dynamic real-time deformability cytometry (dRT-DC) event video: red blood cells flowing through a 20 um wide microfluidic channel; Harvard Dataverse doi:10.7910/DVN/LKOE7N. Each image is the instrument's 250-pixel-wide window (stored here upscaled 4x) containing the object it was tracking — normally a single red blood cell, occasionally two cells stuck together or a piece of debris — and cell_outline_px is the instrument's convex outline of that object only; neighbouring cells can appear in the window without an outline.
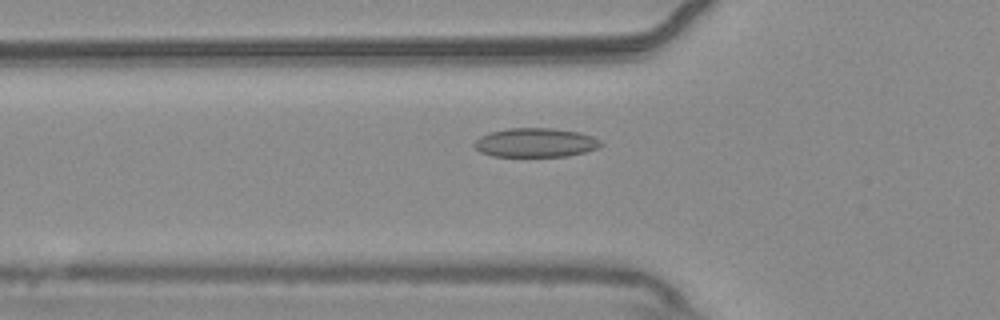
{"species": "common noctule bat (a hibernating species)", "species_latin": "Nyctalus noctula", "temperature_condition": "warm", "stored_images_in_passage": 49, "camera_frame_rate_fps": 3000, "um_per_image_px": 0.085, "animal": {"sex": "male", "body_mass_g": 20.4}, "frame": {"image": 1, "passage_image": 13, "time_ms": 4.0, "image_size_px": [1000, 320], "cell_outline_px": [[604, 144], [596, 148], [584, 152], [568, 156], [492, 156], [480, 152], [472, 144], [480, 136], [492, 132], [508, 128], [552, 128], [580, 132], [592, 136], [600, 140]], "centroid_in_image_um": [45.52, 12.12], "position_along_channel_um": 80.3, "area_um2": 21.39}}
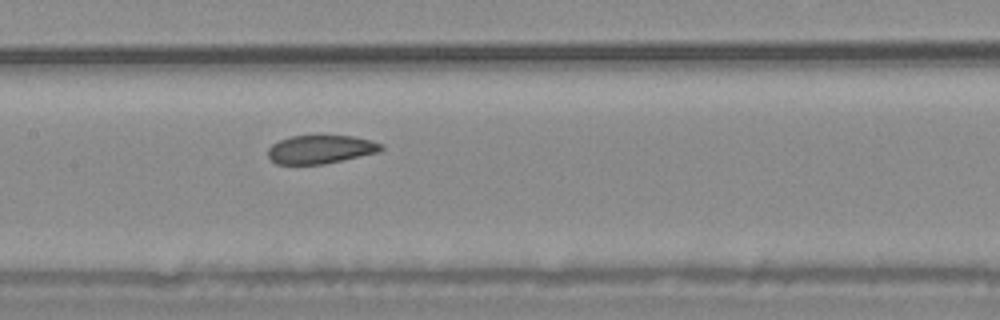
{"frame": {"image": 2, "passage_image": 21, "time_ms": 6.667, "image_size_px": [1000, 320], "cell_outline_px": [[384, 148], [376, 152], [324, 164], [276, 164], [268, 156], [268, 148], [272, 144], [280, 140], [292, 136], [352, 136], [372, 140], [384, 144]], "centroid_in_image_um": [27.24, 12.69], "position_along_channel_um": 180.2, "area_um2": 18.55}}
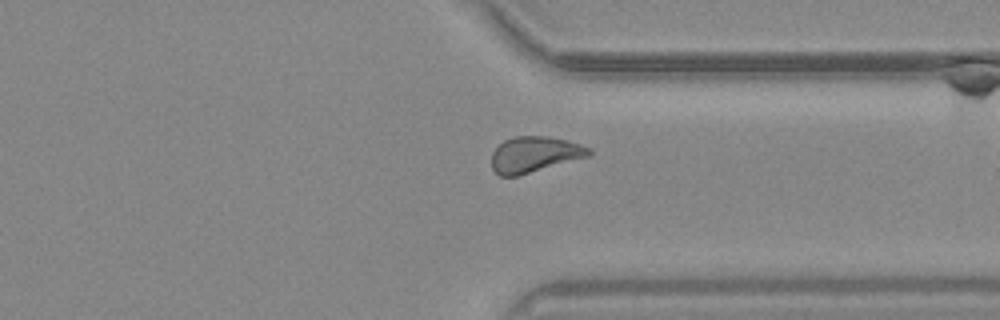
{"frame": {"image": 3, "passage_image": 36, "time_ms": 11.667, "image_size_px": [1000, 320], "cell_outline_px": [[592, 152], [588, 156], [516, 176], [500, 176], [492, 168], [492, 152], [504, 140], [512, 136], [548, 136], [568, 140], [592, 148]], "centroid_in_image_um": [45.43, 13.1], "position_along_channel_um": 366.0, "area_um2": 20.17}, "authors_computed_cell_mechanics": {"area_um2": 20.4034, "velocity_mm_per_s": 3.7176, "shape_relaxation_time_tau1_ms": null, "shape_relaxation_time_tau2_ms": 3.9296, "deformation_change_tau1": null, "deformation_change_tau2": 0.0907}}